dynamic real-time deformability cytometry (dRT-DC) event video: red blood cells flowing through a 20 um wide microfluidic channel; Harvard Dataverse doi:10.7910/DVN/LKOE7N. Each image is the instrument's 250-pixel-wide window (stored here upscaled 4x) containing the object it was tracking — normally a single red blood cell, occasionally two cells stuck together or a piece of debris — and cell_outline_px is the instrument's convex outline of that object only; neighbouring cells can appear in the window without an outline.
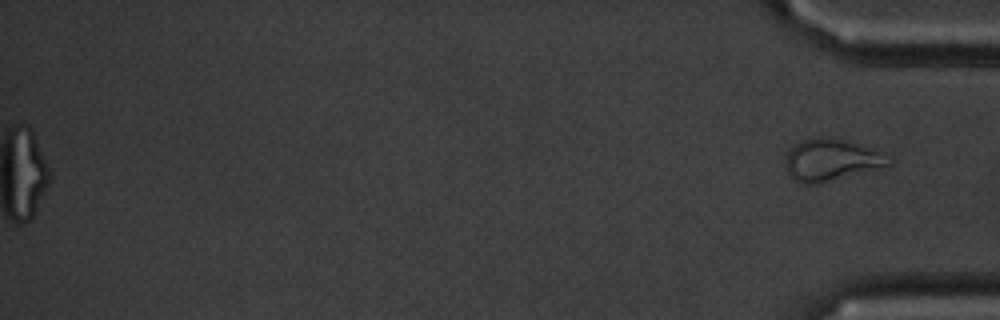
{"species": "common noctule bat (a hibernating species)", "species_latin": "Nyctalus noctula", "temperature_condition": "cold", "stored_images_in_passage": 53, "segment_of_instrument_passage": [2, 2], "camera_frame_rate_fps": 3000, "um_per_image_px": 0.085, "animal": {"sex": "male", "body_mass_g": 20.1, "forearm_length_mm": 53.5}, "frame": {"image": 1, "passage_image": 53, "time_ms": 17.333, "image_size_px": [1000, 320], "cell_outline_px": [[892, 164], [816, 184], [808, 184], [796, 180], [788, 172], [788, 152], [796, 144], [804, 140], [816, 136], [832, 136], [860, 144], [892, 160]], "centroid_in_image_um": [70.64, 13.56], "position_along_channel_um": 364.6, "area_um2": 24.22}}